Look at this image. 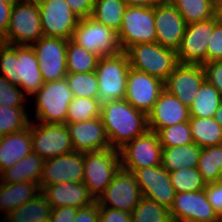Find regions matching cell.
I'll use <instances>...</instances> for the list:
<instances>
[{"label": "cell", "mask_w": 222, "mask_h": 222, "mask_svg": "<svg viewBox=\"0 0 222 222\" xmlns=\"http://www.w3.org/2000/svg\"><path fill=\"white\" fill-rule=\"evenodd\" d=\"M73 222H99V204L94 202L89 206L78 208Z\"/></svg>", "instance_id": "obj_49"}, {"label": "cell", "mask_w": 222, "mask_h": 222, "mask_svg": "<svg viewBox=\"0 0 222 222\" xmlns=\"http://www.w3.org/2000/svg\"><path fill=\"white\" fill-rule=\"evenodd\" d=\"M19 1H22V0H2V3L14 5L15 3L19 2Z\"/></svg>", "instance_id": "obj_56"}, {"label": "cell", "mask_w": 222, "mask_h": 222, "mask_svg": "<svg viewBox=\"0 0 222 222\" xmlns=\"http://www.w3.org/2000/svg\"><path fill=\"white\" fill-rule=\"evenodd\" d=\"M77 211L78 208L72 206L53 208L49 222H73Z\"/></svg>", "instance_id": "obj_48"}, {"label": "cell", "mask_w": 222, "mask_h": 222, "mask_svg": "<svg viewBox=\"0 0 222 222\" xmlns=\"http://www.w3.org/2000/svg\"><path fill=\"white\" fill-rule=\"evenodd\" d=\"M99 222H132V218L129 212L99 207Z\"/></svg>", "instance_id": "obj_47"}, {"label": "cell", "mask_w": 222, "mask_h": 222, "mask_svg": "<svg viewBox=\"0 0 222 222\" xmlns=\"http://www.w3.org/2000/svg\"><path fill=\"white\" fill-rule=\"evenodd\" d=\"M180 13L187 25L216 17L210 0H168Z\"/></svg>", "instance_id": "obj_34"}, {"label": "cell", "mask_w": 222, "mask_h": 222, "mask_svg": "<svg viewBox=\"0 0 222 222\" xmlns=\"http://www.w3.org/2000/svg\"><path fill=\"white\" fill-rule=\"evenodd\" d=\"M119 152L121 168L130 172L161 165L162 146L158 134L151 130L127 142Z\"/></svg>", "instance_id": "obj_9"}, {"label": "cell", "mask_w": 222, "mask_h": 222, "mask_svg": "<svg viewBox=\"0 0 222 222\" xmlns=\"http://www.w3.org/2000/svg\"><path fill=\"white\" fill-rule=\"evenodd\" d=\"M157 134L162 147L182 146L193 143L188 121L162 128Z\"/></svg>", "instance_id": "obj_41"}, {"label": "cell", "mask_w": 222, "mask_h": 222, "mask_svg": "<svg viewBox=\"0 0 222 222\" xmlns=\"http://www.w3.org/2000/svg\"><path fill=\"white\" fill-rule=\"evenodd\" d=\"M216 17L218 21L222 24V6L216 9Z\"/></svg>", "instance_id": "obj_54"}, {"label": "cell", "mask_w": 222, "mask_h": 222, "mask_svg": "<svg viewBox=\"0 0 222 222\" xmlns=\"http://www.w3.org/2000/svg\"><path fill=\"white\" fill-rule=\"evenodd\" d=\"M17 85L11 84L0 75V105L15 108H25L26 94Z\"/></svg>", "instance_id": "obj_43"}, {"label": "cell", "mask_w": 222, "mask_h": 222, "mask_svg": "<svg viewBox=\"0 0 222 222\" xmlns=\"http://www.w3.org/2000/svg\"><path fill=\"white\" fill-rule=\"evenodd\" d=\"M222 102V96L209 82L204 80L199 91L189 107L190 116L200 118L214 117Z\"/></svg>", "instance_id": "obj_32"}, {"label": "cell", "mask_w": 222, "mask_h": 222, "mask_svg": "<svg viewBox=\"0 0 222 222\" xmlns=\"http://www.w3.org/2000/svg\"><path fill=\"white\" fill-rule=\"evenodd\" d=\"M154 7L127 6L117 33L122 51L139 43L156 42Z\"/></svg>", "instance_id": "obj_7"}, {"label": "cell", "mask_w": 222, "mask_h": 222, "mask_svg": "<svg viewBox=\"0 0 222 222\" xmlns=\"http://www.w3.org/2000/svg\"><path fill=\"white\" fill-rule=\"evenodd\" d=\"M31 46L37 55L44 83L66 77V39L42 36Z\"/></svg>", "instance_id": "obj_13"}, {"label": "cell", "mask_w": 222, "mask_h": 222, "mask_svg": "<svg viewBox=\"0 0 222 222\" xmlns=\"http://www.w3.org/2000/svg\"><path fill=\"white\" fill-rule=\"evenodd\" d=\"M127 6L124 0H94L91 17L118 33Z\"/></svg>", "instance_id": "obj_31"}, {"label": "cell", "mask_w": 222, "mask_h": 222, "mask_svg": "<svg viewBox=\"0 0 222 222\" xmlns=\"http://www.w3.org/2000/svg\"><path fill=\"white\" fill-rule=\"evenodd\" d=\"M101 114L99 98L73 97L69 104L66 123H77L98 118Z\"/></svg>", "instance_id": "obj_36"}, {"label": "cell", "mask_w": 222, "mask_h": 222, "mask_svg": "<svg viewBox=\"0 0 222 222\" xmlns=\"http://www.w3.org/2000/svg\"><path fill=\"white\" fill-rule=\"evenodd\" d=\"M164 89L160 78L130 68L124 99L147 115Z\"/></svg>", "instance_id": "obj_17"}, {"label": "cell", "mask_w": 222, "mask_h": 222, "mask_svg": "<svg viewBox=\"0 0 222 222\" xmlns=\"http://www.w3.org/2000/svg\"><path fill=\"white\" fill-rule=\"evenodd\" d=\"M214 30V18L187 25L177 50L179 64L207 63V48Z\"/></svg>", "instance_id": "obj_15"}, {"label": "cell", "mask_w": 222, "mask_h": 222, "mask_svg": "<svg viewBox=\"0 0 222 222\" xmlns=\"http://www.w3.org/2000/svg\"><path fill=\"white\" fill-rule=\"evenodd\" d=\"M205 80L214 86L222 96V60L202 64Z\"/></svg>", "instance_id": "obj_45"}, {"label": "cell", "mask_w": 222, "mask_h": 222, "mask_svg": "<svg viewBox=\"0 0 222 222\" xmlns=\"http://www.w3.org/2000/svg\"><path fill=\"white\" fill-rule=\"evenodd\" d=\"M204 80L202 65L178 64L164 81V88L189 108Z\"/></svg>", "instance_id": "obj_20"}, {"label": "cell", "mask_w": 222, "mask_h": 222, "mask_svg": "<svg viewBox=\"0 0 222 222\" xmlns=\"http://www.w3.org/2000/svg\"><path fill=\"white\" fill-rule=\"evenodd\" d=\"M142 197L153 200L168 210L176 191L170 182L169 172L161 165L136 169L134 172Z\"/></svg>", "instance_id": "obj_18"}, {"label": "cell", "mask_w": 222, "mask_h": 222, "mask_svg": "<svg viewBox=\"0 0 222 222\" xmlns=\"http://www.w3.org/2000/svg\"><path fill=\"white\" fill-rule=\"evenodd\" d=\"M170 182L176 193L195 192L203 190L206 183L202 179L198 168H181L170 172Z\"/></svg>", "instance_id": "obj_39"}, {"label": "cell", "mask_w": 222, "mask_h": 222, "mask_svg": "<svg viewBox=\"0 0 222 222\" xmlns=\"http://www.w3.org/2000/svg\"><path fill=\"white\" fill-rule=\"evenodd\" d=\"M202 148L189 143L182 146L162 147L161 166L169 173L181 168H195Z\"/></svg>", "instance_id": "obj_28"}, {"label": "cell", "mask_w": 222, "mask_h": 222, "mask_svg": "<svg viewBox=\"0 0 222 222\" xmlns=\"http://www.w3.org/2000/svg\"><path fill=\"white\" fill-rule=\"evenodd\" d=\"M38 182H17L13 184L0 182V210L4 211V218L18 206L34 199L40 194Z\"/></svg>", "instance_id": "obj_26"}, {"label": "cell", "mask_w": 222, "mask_h": 222, "mask_svg": "<svg viewBox=\"0 0 222 222\" xmlns=\"http://www.w3.org/2000/svg\"><path fill=\"white\" fill-rule=\"evenodd\" d=\"M128 6L154 7L166 0H124Z\"/></svg>", "instance_id": "obj_52"}, {"label": "cell", "mask_w": 222, "mask_h": 222, "mask_svg": "<svg viewBox=\"0 0 222 222\" xmlns=\"http://www.w3.org/2000/svg\"><path fill=\"white\" fill-rule=\"evenodd\" d=\"M71 39L99 57L122 52L117 32L92 17L81 18L78 21Z\"/></svg>", "instance_id": "obj_8"}, {"label": "cell", "mask_w": 222, "mask_h": 222, "mask_svg": "<svg viewBox=\"0 0 222 222\" xmlns=\"http://www.w3.org/2000/svg\"><path fill=\"white\" fill-rule=\"evenodd\" d=\"M189 118V108L164 89L147 114L148 130L157 133L162 128L189 121Z\"/></svg>", "instance_id": "obj_22"}, {"label": "cell", "mask_w": 222, "mask_h": 222, "mask_svg": "<svg viewBox=\"0 0 222 222\" xmlns=\"http://www.w3.org/2000/svg\"><path fill=\"white\" fill-rule=\"evenodd\" d=\"M52 209L48 198L40 192L34 199L10 212L2 222H47Z\"/></svg>", "instance_id": "obj_29"}, {"label": "cell", "mask_w": 222, "mask_h": 222, "mask_svg": "<svg viewBox=\"0 0 222 222\" xmlns=\"http://www.w3.org/2000/svg\"><path fill=\"white\" fill-rule=\"evenodd\" d=\"M38 64V58L32 46L17 45L19 87L30 97L36 94L44 84Z\"/></svg>", "instance_id": "obj_24"}, {"label": "cell", "mask_w": 222, "mask_h": 222, "mask_svg": "<svg viewBox=\"0 0 222 222\" xmlns=\"http://www.w3.org/2000/svg\"><path fill=\"white\" fill-rule=\"evenodd\" d=\"M156 42L166 48L179 49L187 23L178 10L168 1L154 6Z\"/></svg>", "instance_id": "obj_19"}, {"label": "cell", "mask_w": 222, "mask_h": 222, "mask_svg": "<svg viewBox=\"0 0 222 222\" xmlns=\"http://www.w3.org/2000/svg\"><path fill=\"white\" fill-rule=\"evenodd\" d=\"M212 5L214 6L215 9L219 8L222 6V0H210Z\"/></svg>", "instance_id": "obj_55"}, {"label": "cell", "mask_w": 222, "mask_h": 222, "mask_svg": "<svg viewBox=\"0 0 222 222\" xmlns=\"http://www.w3.org/2000/svg\"><path fill=\"white\" fill-rule=\"evenodd\" d=\"M99 58L100 57L98 55L88 51L83 46L74 42L71 38L67 40V73L94 72Z\"/></svg>", "instance_id": "obj_33"}, {"label": "cell", "mask_w": 222, "mask_h": 222, "mask_svg": "<svg viewBox=\"0 0 222 222\" xmlns=\"http://www.w3.org/2000/svg\"><path fill=\"white\" fill-rule=\"evenodd\" d=\"M44 160L35 152L29 153L22 160L0 173V182L13 184L17 182L40 181Z\"/></svg>", "instance_id": "obj_27"}, {"label": "cell", "mask_w": 222, "mask_h": 222, "mask_svg": "<svg viewBox=\"0 0 222 222\" xmlns=\"http://www.w3.org/2000/svg\"><path fill=\"white\" fill-rule=\"evenodd\" d=\"M44 36L37 0H22L12 6L8 29L0 41L7 45H32ZM30 42V43H29Z\"/></svg>", "instance_id": "obj_2"}, {"label": "cell", "mask_w": 222, "mask_h": 222, "mask_svg": "<svg viewBox=\"0 0 222 222\" xmlns=\"http://www.w3.org/2000/svg\"><path fill=\"white\" fill-rule=\"evenodd\" d=\"M66 3L80 19L91 17L94 0H66Z\"/></svg>", "instance_id": "obj_50"}, {"label": "cell", "mask_w": 222, "mask_h": 222, "mask_svg": "<svg viewBox=\"0 0 222 222\" xmlns=\"http://www.w3.org/2000/svg\"><path fill=\"white\" fill-rule=\"evenodd\" d=\"M130 68L128 56L124 51L99 58L95 73L101 102L125 98Z\"/></svg>", "instance_id": "obj_6"}, {"label": "cell", "mask_w": 222, "mask_h": 222, "mask_svg": "<svg viewBox=\"0 0 222 222\" xmlns=\"http://www.w3.org/2000/svg\"><path fill=\"white\" fill-rule=\"evenodd\" d=\"M169 212L172 222H218L220 219L207 200L205 189L176 193Z\"/></svg>", "instance_id": "obj_14"}, {"label": "cell", "mask_w": 222, "mask_h": 222, "mask_svg": "<svg viewBox=\"0 0 222 222\" xmlns=\"http://www.w3.org/2000/svg\"><path fill=\"white\" fill-rule=\"evenodd\" d=\"M26 108H15L0 105V135H8L24 130L29 126L31 118Z\"/></svg>", "instance_id": "obj_40"}, {"label": "cell", "mask_w": 222, "mask_h": 222, "mask_svg": "<svg viewBox=\"0 0 222 222\" xmlns=\"http://www.w3.org/2000/svg\"><path fill=\"white\" fill-rule=\"evenodd\" d=\"M42 193L53 208L64 206L83 208L96 202L83 182H61L49 185Z\"/></svg>", "instance_id": "obj_23"}, {"label": "cell", "mask_w": 222, "mask_h": 222, "mask_svg": "<svg viewBox=\"0 0 222 222\" xmlns=\"http://www.w3.org/2000/svg\"><path fill=\"white\" fill-rule=\"evenodd\" d=\"M100 118L111 148L117 150L148 130L147 115L125 99L101 102Z\"/></svg>", "instance_id": "obj_1"}, {"label": "cell", "mask_w": 222, "mask_h": 222, "mask_svg": "<svg viewBox=\"0 0 222 222\" xmlns=\"http://www.w3.org/2000/svg\"><path fill=\"white\" fill-rule=\"evenodd\" d=\"M65 79L73 97L99 98L98 79L95 71L67 73Z\"/></svg>", "instance_id": "obj_37"}, {"label": "cell", "mask_w": 222, "mask_h": 222, "mask_svg": "<svg viewBox=\"0 0 222 222\" xmlns=\"http://www.w3.org/2000/svg\"><path fill=\"white\" fill-rule=\"evenodd\" d=\"M222 60V24L214 17V30L208 43L207 63Z\"/></svg>", "instance_id": "obj_44"}, {"label": "cell", "mask_w": 222, "mask_h": 222, "mask_svg": "<svg viewBox=\"0 0 222 222\" xmlns=\"http://www.w3.org/2000/svg\"><path fill=\"white\" fill-rule=\"evenodd\" d=\"M141 199V190L134 173L120 168L97 202L99 207L131 213Z\"/></svg>", "instance_id": "obj_11"}, {"label": "cell", "mask_w": 222, "mask_h": 222, "mask_svg": "<svg viewBox=\"0 0 222 222\" xmlns=\"http://www.w3.org/2000/svg\"><path fill=\"white\" fill-rule=\"evenodd\" d=\"M214 119L222 126V102L214 114Z\"/></svg>", "instance_id": "obj_53"}, {"label": "cell", "mask_w": 222, "mask_h": 222, "mask_svg": "<svg viewBox=\"0 0 222 222\" xmlns=\"http://www.w3.org/2000/svg\"><path fill=\"white\" fill-rule=\"evenodd\" d=\"M0 71L11 84L19 86L17 77V45L0 42Z\"/></svg>", "instance_id": "obj_42"}, {"label": "cell", "mask_w": 222, "mask_h": 222, "mask_svg": "<svg viewBox=\"0 0 222 222\" xmlns=\"http://www.w3.org/2000/svg\"><path fill=\"white\" fill-rule=\"evenodd\" d=\"M32 151L44 161L73 152L66 124L31 122Z\"/></svg>", "instance_id": "obj_10"}, {"label": "cell", "mask_w": 222, "mask_h": 222, "mask_svg": "<svg viewBox=\"0 0 222 222\" xmlns=\"http://www.w3.org/2000/svg\"><path fill=\"white\" fill-rule=\"evenodd\" d=\"M197 168L206 184L222 180V144L202 148Z\"/></svg>", "instance_id": "obj_35"}, {"label": "cell", "mask_w": 222, "mask_h": 222, "mask_svg": "<svg viewBox=\"0 0 222 222\" xmlns=\"http://www.w3.org/2000/svg\"><path fill=\"white\" fill-rule=\"evenodd\" d=\"M189 127L193 142L201 148L222 144V126L214 119L190 116Z\"/></svg>", "instance_id": "obj_30"}, {"label": "cell", "mask_w": 222, "mask_h": 222, "mask_svg": "<svg viewBox=\"0 0 222 222\" xmlns=\"http://www.w3.org/2000/svg\"><path fill=\"white\" fill-rule=\"evenodd\" d=\"M206 197L214 211L222 218V180L206 184Z\"/></svg>", "instance_id": "obj_46"}, {"label": "cell", "mask_w": 222, "mask_h": 222, "mask_svg": "<svg viewBox=\"0 0 222 222\" xmlns=\"http://www.w3.org/2000/svg\"><path fill=\"white\" fill-rule=\"evenodd\" d=\"M12 6V4L2 3L0 0V41L8 29Z\"/></svg>", "instance_id": "obj_51"}, {"label": "cell", "mask_w": 222, "mask_h": 222, "mask_svg": "<svg viewBox=\"0 0 222 222\" xmlns=\"http://www.w3.org/2000/svg\"><path fill=\"white\" fill-rule=\"evenodd\" d=\"M40 7L44 36L72 38L80 18L71 10L66 0H37Z\"/></svg>", "instance_id": "obj_12"}, {"label": "cell", "mask_w": 222, "mask_h": 222, "mask_svg": "<svg viewBox=\"0 0 222 222\" xmlns=\"http://www.w3.org/2000/svg\"><path fill=\"white\" fill-rule=\"evenodd\" d=\"M121 168L120 152L106 148L84 153L83 183L97 201Z\"/></svg>", "instance_id": "obj_4"}, {"label": "cell", "mask_w": 222, "mask_h": 222, "mask_svg": "<svg viewBox=\"0 0 222 222\" xmlns=\"http://www.w3.org/2000/svg\"><path fill=\"white\" fill-rule=\"evenodd\" d=\"M131 218L132 222H172L167 208L144 197L131 212Z\"/></svg>", "instance_id": "obj_38"}, {"label": "cell", "mask_w": 222, "mask_h": 222, "mask_svg": "<svg viewBox=\"0 0 222 222\" xmlns=\"http://www.w3.org/2000/svg\"><path fill=\"white\" fill-rule=\"evenodd\" d=\"M32 152L31 121L22 131L4 135L0 140V173Z\"/></svg>", "instance_id": "obj_25"}, {"label": "cell", "mask_w": 222, "mask_h": 222, "mask_svg": "<svg viewBox=\"0 0 222 222\" xmlns=\"http://www.w3.org/2000/svg\"><path fill=\"white\" fill-rule=\"evenodd\" d=\"M84 153L73 151L45 160L39 181L41 192L49 185L61 182H82Z\"/></svg>", "instance_id": "obj_16"}, {"label": "cell", "mask_w": 222, "mask_h": 222, "mask_svg": "<svg viewBox=\"0 0 222 222\" xmlns=\"http://www.w3.org/2000/svg\"><path fill=\"white\" fill-rule=\"evenodd\" d=\"M33 96H36L35 122L66 124L73 95L65 78L45 82Z\"/></svg>", "instance_id": "obj_5"}, {"label": "cell", "mask_w": 222, "mask_h": 222, "mask_svg": "<svg viewBox=\"0 0 222 222\" xmlns=\"http://www.w3.org/2000/svg\"><path fill=\"white\" fill-rule=\"evenodd\" d=\"M74 151L91 152L111 148L100 117L77 123H66Z\"/></svg>", "instance_id": "obj_21"}, {"label": "cell", "mask_w": 222, "mask_h": 222, "mask_svg": "<svg viewBox=\"0 0 222 222\" xmlns=\"http://www.w3.org/2000/svg\"><path fill=\"white\" fill-rule=\"evenodd\" d=\"M125 53L131 68L163 81L179 64L176 51L163 47L157 42L135 44L129 47Z\"/></svg>", "instance_id": "obj_3"}]
</instances>
